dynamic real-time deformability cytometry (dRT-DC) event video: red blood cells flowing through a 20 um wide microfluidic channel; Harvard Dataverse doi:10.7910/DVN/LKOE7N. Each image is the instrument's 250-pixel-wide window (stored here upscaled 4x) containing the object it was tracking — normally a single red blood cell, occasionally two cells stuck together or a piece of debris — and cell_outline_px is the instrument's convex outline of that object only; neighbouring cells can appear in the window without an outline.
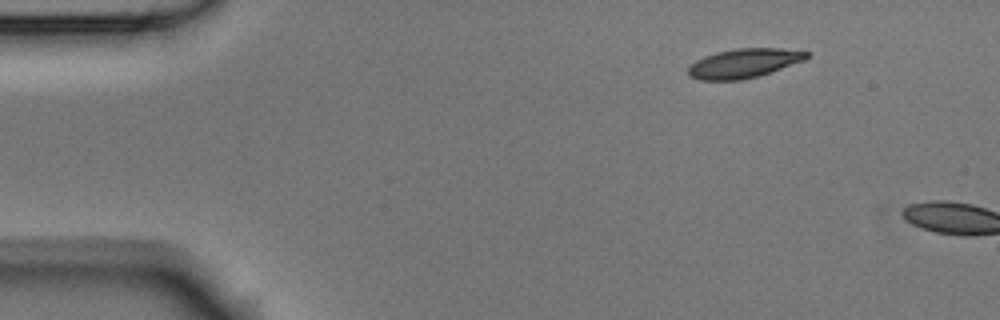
{"species": "Egyptian fruit bat (a non-hibernating species)", "species_latin": "Rousettus aegyptiacus", "temperature_condition": "room temperature", "stored_images_in_passage": 2, "camera_frame_rate_fps": 3000, "um_per_image_px": 0.085, "animal": {"sex": "male"}, "frame": {"image": 1, "passage_image": 1, "time_ms": 0.0, "image_size_px": [1000, 320], "cell_outline_px": [[812, 52], [804, 60], [760, 76], [740, 80], [700, 80], [688, 76], [688, 68], [696, 60], [704, 56], [716, 52], [736, 48], [780, 48]], "centroid_in_image_um": [63.23, 5.37], "position_along_channel_um": 21.8, "area_um2": 20.23}}